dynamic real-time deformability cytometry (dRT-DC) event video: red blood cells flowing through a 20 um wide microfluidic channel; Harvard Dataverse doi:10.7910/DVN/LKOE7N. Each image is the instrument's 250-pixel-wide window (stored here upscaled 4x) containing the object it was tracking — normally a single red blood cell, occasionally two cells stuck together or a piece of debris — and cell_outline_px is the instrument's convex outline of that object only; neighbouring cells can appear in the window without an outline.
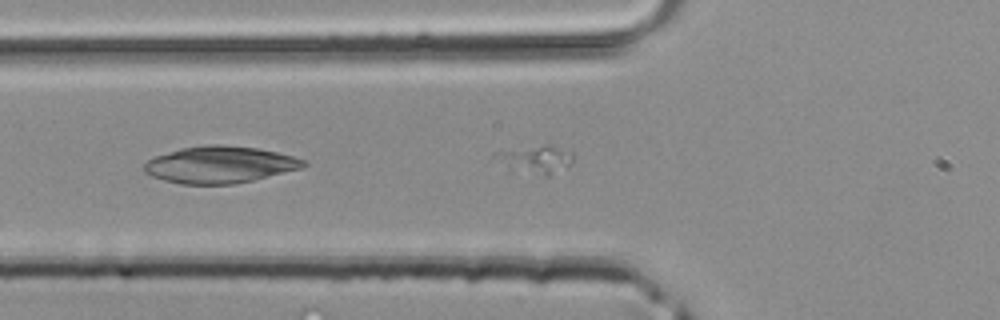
{"species": "common noctule bat (a hibernating species)", "species_latin": "Nyctalus noctula", "temperature_condition": "room temperature", "stored_images_in_passage": 30, "camera_frame_rate_fps": 3000, "um_per_image_px": 0.085, "animal": {"sex": "male", "body_mass_g": 20.4}, "frame": {"image": 1, "passage_image": 3, "time_ms": 0.667, "image_size_px": [1000, 320], "cell_outline_px": [[572, 160], [568, 168], [548, 176], [544, 176], [512, 172], [492, 156], [496, 152], [548, 144], [572, 152]], "centroid_in_image_um": [45.53, 13.59], "position_along_channel_um": 80.3, "area_um2": 12.89}}
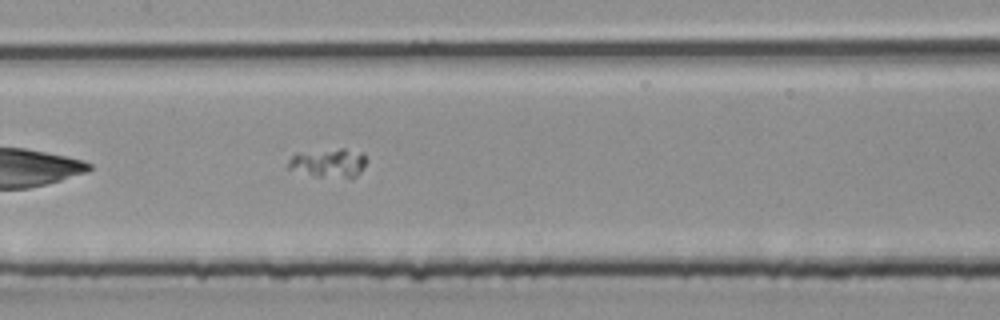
{"frame": {"image": 2, "passage_image": 9, "time_ms": 2.667, "image_size_px": [1000, 320], "cell_outline_px": [[368, 160], [360, 172], [356, 176], [312, 176], [288, 168], [288, 160], [296, 152], [340, 148], [344, 148], [364, 152]], "centroid_in_image_um": [27.94, 13.8], "position_along_channel_um": 179.5, "area_um2": 13.24}}
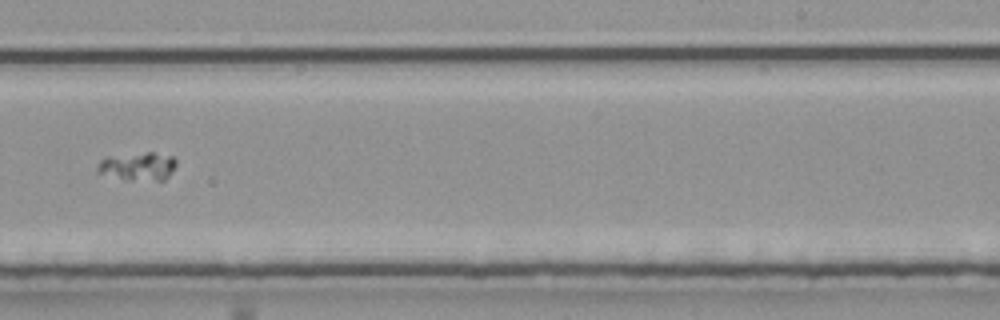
{"frame": {"image": 3, "passage_image": 15, "time_ms": 4.667, "image_size_px": [1000, 320], "cell_outline_px": [[176, 164], [172, 172], [164, 180], [128, 180], [96, 172], [96, 168], [100, 160], [108, 156], [148, 152], [152, 152], [172, 156], [176, 160]], "centroid_in_image_um": [11.72, 14.13], "position_along_channel_um": 277.3, "area_um2": 12.95}}